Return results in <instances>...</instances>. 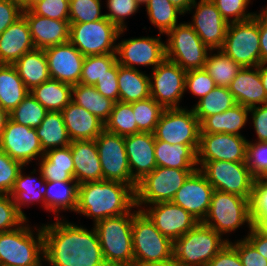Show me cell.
<instances>
[{
    "instance_id": "03108f58",
    "label": "cell",
    "mask_w": 267,
    "mask_h": 266,
    "mask_svg": "<svg viewBox=\"0 0 267 266\" xmlns=\"http://www.w3.org/2000/svg\"><path fill=\"white\" fill-rule=\"evenodd\" d=\"M175 5L179 10L186 14L192 6L194 0H168Z\"/></svg>"
},
{
    "instance_id": "34e18365",
    "label": "cell",
    "mask_w": 267,
    "mask_h": 266,
    "mask_svg": "<svg viewBox=\"0 0 267 266\" xmlns=\"http://www.w3.org/2000/svg\"><path fill=\"white\" fill-rule=\"evenodd\" d=\"M263 179L267 182V175Z\"/></svg>"
},
{
    "instance_id": "89a4df30",
    "label": "cell",
    "mask_w": 267,
    "mask_h": 266,
    "mask_svg": "<svg viewBox=\"0 0 267 266\" xmlns=\"http://www.w3.org/2000/svg\"><path fill=\"white\" fill-rule=\"evenodd\" d=\"M266 65H267V63H261L258 66V69H259V74L261 77L262 85L264 86V89H265V92L267 95V67H266Z\"/></svg>"
},
{
    "instance_id": "d6986e66",
    "label": "cell",
    "mask_w": 267,
    "mask_h": 266,
    "mask_svg": "<svg viewBox=\"0 0 267 266\" xmlns=\"http://www.w3.org/2000/svg\"><path fill=\"white\" fill-rule=\"evenodd\" d=\"M195 8L192 22L188 23L209 50H221L228 22L221 16L211 0H194L189 11Z\"/></svg>"
},
{
    "instance_id": "f1b7e54d",
    "label": "cell",
    "mask_w": 267,
    "mask_h": 266,
    "mask_svg": "<svg viewBox=\"0 0 267 266\" xmlns=\"http://www.w3.org/2000/svg\"><path fill=\"white\" fill-rule=\"evenodd\" d=\"M199 145L176 144L155 139L157 166L174 169H198L197 150Z\"/></svg>"
},
{
    "instance_id": "e0dca14e",
    "label": "cell",
    "mask_w": 267,
    "mask_h": 266,
    "mask_svg": "<svg viewBox=\"0 0 267 266\" xmlns=\"http://www.w3.org/2000/svg\"><path fill=\"white\" fill-rule=\"evenodd\" d=\"M158 37L125 39L116 44V58L119 65L137 69L134 65L151 66L155 69L165 58V42ZM154 66V67H153Z\"/></svg>"
},
{
    "instance_id": "e575fe53",
    "label": "cell",
    "mask_w": 267,
    "mask_h": 266,
    "mask_svg": "<svg viewBox=\"0 0 267 266\" xmlns=\"http://www.w3.org/2000/svg\"><path fill=\"white\" fill-rule=\"evenodd\" d=\"M29 92L13 65L0 64V106L3 109L10 113Z\"/></svg>"
},
{
    "instance_id": "4fadbf2b",
    "label": "cell",
    "mask_w": 267,
    "mask_h": 266,
    "mask_svg": "<svg viewBox=\"0 0 267 266\" xmlns=\"http://www.w3.org/2000/svg\"><path fill=\"white\" fill-rule=\"evenodd\" d=\"M101 162L102 180L128 184L134 191L137 182L132 178L124 144V136L105 129L95 139Z\"/></svg>"
},
{
    "instance_id": "003e7915",
    "label": "cell",
    "mask_w": 267,
    "mask_h": 266,
    "mask_svg": "<svg viewBox=\"0 0 267 266\" xmlns=\"http://www.w3.org/2000/svg\"><path fill=\"white\" fill-rule=\"evenodd\" d=\"M133 266H180L174 258L164 262L133 263Z\"/></svg>"
},
{
    "instance_id": "f546056e",
    "label": "cell",
    "mask_w": 267,
    "mask_h": 266,
    "mask_svg": "<svg viewBox=\"0 0 267 266\" xmlns=\"http://www.w3.org/2000/svg\"><path fill=\"white\" fill-rule=\"evenodd\" d=\"M39 162V171L46 182L76 181L70 146L48 150Z\"/></svg>"
},
{
    "instance_id": "ee69618b",
    "label": "cell",
    "mask_w": 267,
    "mask_h": 266,
    "mask_svg": "<svg viewBox=\"0 0 267 266\" xmlns=\"http://www.w3.org/2000/svg\"><path fill=\"white\" fill-rule=\"evenodd\" d=\"M48 111L30 94L10 113V120L30 128H38Z\"/></svg>"
},
{
    "instance_id": "74e56055",
    "label": "cell",
    "mask_w": 267,
    "mask_h": 266,
    "mask_svg": "<svg viewBox=\"0 0 267 266\" xmlns=\"http://www.w3.org/2000/svg\"><path fill=\"white\" fill-rule=\"evenodd\" d=\"M72 101L97 116L104 123L109 119L115 103L100 94L95 86L81 83L72 86Z\"/></svg>"
},
{
    "instance_id": "753ad0ef",
    "label": "cell",
    "mask_w": 267,
    "mask_h": 266,
    "mask_svg": "<svg viewBox=\"0 0 267 266\" xmlns=\"http://www.w3.org/2000/svg\"><path fill=\"white\" fill-rule=\"evenodd\" d=\"M42 1V0H30V8L35 5L37 2Z\"/></svg>"
},
{
    "instance_id": "7c38bea8",
    "label": "cell",
    "mask_w": 267,
    "mask_h": 266,
    "mask_svg": "<svg viewBox=\"0 0 267 266\" xmlns=\"http://www.w3.org/2000/svg\"><path fill=\"white\" fill-rule=\"evenodd\" d=\"M166 58L178 64L183 70L205 67L210 51L188 23H180L167 34Z\"/></svg>"
},
{
    "instance_id": "7a4b0ae2",
    "label": "cell",
    "mask_w": 267,
    "mask_h": 266,
    "mask_svg": "<svg viewBox=\"0 0 267 266\" xmlns=\"http://www.w3.org/2000/svg\"><path fill=\"white\" fill-rule=\"evenodd\" d=\"M135 208V191L125 183L109 180L78 185L76 213L94 219L123 215Z\"/></svg>"
},
{
    "instance_id": "11a10c76",
    "label": "cell",
    "mask_w": 267,
    "mask_h": 266,
    "mask_svg": "<svg viewBox=\"0 0 267 266\" xmlns=\"http://www.w3.org/2000/svg\"><path fill=\"white\" fill-rule=\"evenodd\" d=\"M23 164L0 149V193L9 194Z\"/></svg>"
},
{
    "instance_id": "2644e50d",
    "label": "cell",
    "mask_w": 267,
    "mask_h": 266,
    "mask_svg": "<svg viewBox=\"0 0 267 266\" xmlns=\"http://www.w3.org/2000/svg\"><path fill=\"white\" fill-rule=\"evenodd\" d=\"M13 4L19 7L22 11L30 9V0H10Z\"/></svg>"
},
{
    "instance_id": "7402d4cb",
    "label": "cell",
    "mask_w": 267,
    "mask_h": 266,
    "mask_svg": "<svg viewBox=\"0 0 267 266\" xmlns=\"http://www.w3.org/2000/svg\"><path fill=\"white\" fill-rule=\"evenodd\" d=\"M52 79L70 85L80 83L85 56L70 42L44 49Z\"/></svg>"
},
{
    "instance_id": "8992f818",
    "label": "cell",
    "mask_w": 267,
    "mask_h": 266,
    "mask_svg": "<svg viewBox=\"0 0 267 266\" xmlns=\"http://www.w3.org/2000/svg\"><path fill=\"white\" fill-rule=\"evenodd\" d=\"M134 263L164 262L173 258V242L165 237L142 211H133Z\"/></svg>"
},
{
    "instance_id": "816d5d0a",
    "label": "cell",
    "mask_w": 267,
    "mask_h": 266,
    "mask_svg": "<svg viewBox=\"0 0 267 266\" xmlns=\"http://www.w3.org/2000/svg\"><path fill=\"white\" fill-rule=\"evenodd\" d=\"M246 164L256 179L267 175V142L247 143Z\"/></svg>"
},
{
    "instance_id": "8fae6325",
    "label": "cell",
    "mask_w": 267,
    "mask_h": 266,
    "mask_svg": "<svg viewBox=\"0 0 267 266\" xmlns=\"http://www.w3.org/2000/svg\"><path fill=\"white\" fill-rule=\"evenodd\" d=\"M221 51L242 68L259 66V14L248 21L229 23Z\"/></svg>"
},
{
    "instance_id": "1f68e13d",
    "label": "cell",
    "mask_w": 267,
    "mask_h": 266,
    "mask_svg": "<svg viewBox=\"0 0 267 266\" xmlns=\"http://www.w3.org/2000/svg\"><path fill=\"white\" fill-rule=\"evenodd\" d=\"M13 66L29 91L49 80V68L43 49H33L21 56Z\"/></svg>"
},
{
    "instance_id": "681fc988",
    "label": "cell",
    "mask_w": 267,
    "mask_h": 266,
    "mask_svg": "<svg viewBox=\"0 0 267 266\" xmlns=\"http://www.w3.org/2000/svg\"><path fill=\"white\" fill-rule=\"evenodd\" d=\"M27 221V217L17 209L12 197L0 193V233L15 230Z\"/></svg>"
},
{
    "instance_id": "6da1fadb",
    "label": "cell",
    "mask_w": 267,
    "mask_h": 266,
    "mask_svg": "<svg viewBox=\"0 0 267 266\" xmlns=\"http://www.w3.org/2000/svg\"><path fill=\"white\" fill-rule=\"evenodd\" d=\"M43 224L44 260L51 266H107L95 227L90 231L60 220ZM63 220V221H62Z\"/></svg>"
},
{
    "instance_id": "f6af8a7d",
    "label": "cell",
    "mask_w": 267,
    "mask_h": 266,
    "mask_svg": "<svg viewBox=\"0 0 267 266\" xmlns=\"http://www.w3.org/2000/svg\"><path fill=\"white\" fill-rule=\"evenodd\" d=\"M132 111L140 132L154 133L164 108L152 97L132 102Z\"/></svg>"
},
{
    "instance_id": "ac0fdd59",
    "label": "cell",
    "mask_w": 267,
    "mask_h": 266,
    "mask_svg": "<svg viewBox=\"0 0 267 266\" xmlns=\"http://www.w3.org/2000/svg\"><path fill=\"white\" fill-rule=\"evenodd\" d=\"M0 149L24 166L37 157L40 160L45 153L35 128L17 124L10 119L3 130Z\"/></svg>"
},
{
    "instance_id": "484cf974",
    "label": "cell",
    "mask_w": 267,
    "mask_h": 266,
    "mask_svg": "<svg viewBox=\"0 0 267 266\" xmlns=\"http://www.w3.org/2000/svg\"><path fill=\"white\" fill-rule=\"evenodd\" d=\"M228 88L236 104L247 108L255 107L257 104L258 106L267 104V95L258 66L241 68Z\"/></svg>"
},
{
    "instance_id": "94428289",
    "label": "cell",
    "mask_w": 267,
    "mask_h": 266,
    "mask_svg": "<svg viewBox=\"0 0 267 266\" xmlns=\"http://www.w3.org/2000/svg\"><path fill=\"white\" fill-rule=\"evenodd\" d=\"M22 15L23 11L10 0H0V35Z\"/></svg>"
},
{
    "instance_id": "603a6c76",
    "label": "cell",
    "mask_w": 267,
    "mask_h": 266,
    "mask_svg": "<svg viewBox=\"0 0 267 266\" xmlns=\"http://www.w3.org/2000/svg\"><path fill=\"white\" fill-rule=\"evenodd\" d=\"M124 144L132 178L138 183L157 167L154 133L124 136Z\"/></svg>"
},
{
    "instance_id": "e7e4bbea",
    "label": "cell",
    "mask_w": 267,
    "mask_h": 266,
    "mask_svg": "<svg viewBox=\"0 0 267 266\" xmlns=\"http://www.w3.org/2000/svg\"><path fill=\"white\" fill-rule=\"evenodd\" d=\"M260 64L267 63V6L259 13Z\"/></svg>"
},
{
    "instance_id": "2e32d148",
    "label": "cell",
    "mask_w": 267,
    "mask_h": 266,
    "mask_svg": "<svg viewBox=\"0 0 267 266\" xmlns=\"http://www.w3.org/2000/svg\"><path fill=\"white\" fill-rule=\"evenodd\" d=\"M247 143L242 135L200 133L197 162H246Z\"/></svg>"
},
{
    "instance_id": "9f6ffc18",
    "label": "cell",
    "mask_w": 267,
    "mask_h": 266,
    "mask_svg": "<svg viewBox=\"0 0 267 266\" xmlns=\"http://www.w3.org/2000/svg\"><path fill=\"white\" fill-rule=\"evenodd\" d=\"M69 0H42L30 10L39 16L55 20H69Z\"/></svg>"
},
{
    "instance_id": "277c9868",
    "label": "cell",
    "mask_w": 267,
    "mask_h": 266,
    "mask_svg": "<svg viewBox=\"0 0 267 266\" xmlns=\"http://www.w3.org/2000/svg\"><path fill=\"white\" fill-rule=\"evenodd\" d=\"M214 229L199 222L173 242V258L180 266H207L229 242Z\"/></svg>"
},
{
    "instance_id": "91938a15",
    "label": "cell",
    "mask_w": 267,
    "mask_h": 266,
    "mask_svg": "<svg viewBox=\"0 0 267 266\" xmlns=\"http://www.w3.org/2000/svg\"><path fill=\"white\" fill-rule=\"evenodd\" d=\"M207 266H243L237 250L228 242Z\"/></svg>"
},
{
    "instance_id": "4dcf8cb0",
    "label": "cell",
    "mask_w": 267,
    "mask_h": 266,
    "mask_svg": "<svg viewBox=\"0 0 267 266\" xmlns=\"http://www.w3.org/2000/svg\"><path fill=\"white\" fill-rule=\"evenodd\" d=\"M249 111L250 108L236 104L220 114L208 116L200 123V133L241 135L240 130L247 123Z\"/></svg>"
},
{
    "instance_id": "680465c9",
    "label": "cell",
    "mask_w": 267,
    "mask_h": 266,
    "mask_svg": "<svg viewBox=\"0 0 267 266\" xmlns=\"http://www.w3.org/2000/svg\"><path fill=\"white\" fill-rule=\"evenodd\" d=\"M94 86L104 97L114 102L119 101L118 62Z\"/></svg>"
},
{
    "instance_id": "d4e9b609",
    "label": "cell",
    "mask_w": 267,
    "mask_h": 266,
    "mask_svg": "<svg viewBox=\"0 0 267 266\" xmlns=\"http://www.w3.org/2000/svg\"><path fill=\"white\" fill-rule=\"evenodd\" d=\"M35 49L25 16L14 21L0 35V64L13 65L25 53Z\"/></svg>"
},
{
    "instance_id": "f907efd6",
    "label": "cell",
    "mask_w": 267,
    "mask_h": 266,
    "mask_svg": "<svg viewBox=\"0 0 267 266\" xmlns=\"http://www.w3.org/2000/svg\"><path fill=\"white\" fill-rule=\"evenodd\" d=\"M221 16L228 23L244 22L255 17L256 13H246L250 0H211ZM232 18V19H231Z\"/></svg>"
},
{
    "instance_id": "7dc6e473",
    "label": "cell",
    "mask_w": 267,
    "mask_h": 266,
    "mask_svg": "<svg viewBox=\"0 0 267 266\" xmlns=\"http://www.w3.org/2000/svg\"><path fill=\"white\" fill-rule=\"evenodd\" d=\"M250 206L253 226L267 232V182L264 179L255 180Z\"/></svg>"
},
{
    "instance_id": "6f0895ef",
    "label": "cell",
    "mask_w": 267,
    "mask_h": 266,
    "mask_svg": "<svg viewBox=\"0 0 267 266\" xmlns=\"http://www.w3.org/2000/svg\"><path fill=\"white\" fill-rule=\"evenodd\" d=\"M229 243L237 250L243 266H267V259L246 238Z\"/></svg>"
},
{
    "instance_id": "5bb4252c",
    "label": "cell",
    "mask_w": 267,
    "mask_h": 266,
    "mask_svg": "<svg viewBox=\"0 0 267 266\" xmlns=\"http://www.w3.org/2000/svg\"><path fill=\"white\" fill-rule=\"evenodd\" d=\"M200 131V122L193 108H171L164 109L161 114L154 137L171 145H199Z\"/></svg>"
},
{
    "instance_id": "f35d334b",
    "label": "cell",
    "mask_w": 267,
    "mask_h": 266,
    "mask_svg": "<svg viewBox=\"0 0 267 266\" xmlns=\"http://www.w3.org/2000/svg\"><path fill=\"white\" fill-rule=\"evenodd\" d=\"M40 179L37 180L35 177H31L30 175L25 176L22 173V169L20 170L17 179L15 180L14 186L9 193L12 197L14 204L16 205L17 209L26 217L24 212L21 210L22 206L26 204L29 205L30 203L35 202H42L45 207V193H46V181L42 177L40 172ZM41 180V182H40ZM39 182V183H38ZM39 184L45 185L43 189L42 187L39 188Z\"/></svg>"
},
{
    "instance_id": "db71d44e",
    "label": "cell",
    "mask_w": 267,
    "mask_h": 266,
    "mask_svg": "<svg viewBox=\"0 0 267 266\" xmlns=\"http://www.w3.org/2000/svg\"><path fill=\"white\" fill-rule=\"evenodd\" d=\"M139 7L135 0H107L109 13H106L105 17L120 30H126L125 18L136 13Z\"/></svg>"
},
{
    "instance_id": "a7ac6f4b",
    "label": "cell",
    "mask_w": 267,
    "mask_h": 266,
    "mask_svg": "<svg viewBox=\"0 0 267 266\" xmlns=\"http://www.w3.org/2000/svg\"><path fill=\"white\" fill-rule=\"evenodd\" d=\"M10 119L9 112L0 106V140L2 137L3 130Z\"/></svg>"
},
{
    "instance_id": "44dd1931",
    "label": "cell",
    "mask_w": 267,
    "mask_h": 266,
    "mask_svg": "<svg viewBox=\"0 0 267 266\" xmlns=\"http://www.w3.org/2000/svg\"><path fill=\"white\" fill-rule=\"evenodd\" d=\"M214 189L197 169L176 192L172 202L181 206L199 222H203L209 211Z\"/></svg>"
},
{
    "instance_id": "b9f144b4",
    "label": "cell",
    "mask_w": 267,
    "mask_h": 266,
    "mask_svg": "<svg viewBox=\"0 0 267 266\" xmlns=\"http://www.w3.org/2000/svg\"><path fill=\"white\" fill-rule=\"evenodd\" d=\"M150 22L160 34H167L177 24L178 15L184 13L168 0H149L145 5Z\"/></svg>"
},
{
    "instance_id": "30bf717a",
    "label": "cell",
    "mask_w": 267,
    "mask_h": 266,
    "mask_svg": "<svg viewBox=\"0 0 267 266\" xmlns=\"http://www.w3.org/2000/svg\"><path fill=\"white\" fill-rule=\"evenodd\" d=\"M124 33L106 17L91 23H70L69 42L84 56L116 54V40Z\"/></svg>"
},
{
    "instance_id": "9a60e30c",
    "label": "cell",
    "mask_w": 267,
    "mask_h": 266,
    "mask_svg": "<svg viewBox=\"0 0 267 266\" xmlns=\"http://www.w3.org/2000/svg\"><path fill=\"white\" fill-rule=\"evenodd\" d=\"M186 73L178 64L165 58L149 76L150 97L164 109L180 108Z\"/></svg>"
},
{
    "instance_id": "8c879c8a",
    "label": "cell",
    "mask_w": 267,
    "mask_h": 266,
    "mask_svg": "<svg viewBox=\"0 0 267 266\" xmlns=\"http://www.w3.org/2000/svg\"><path fill=\"white\" fill-rule=\"evenodd\" d=\"M139 5L147 4L149 0H135Z\"/></svg>"
},
{
    "instance_id": "cb8c5ba5",
    "label": "cell",
    "mask_w": 267,
    "mask_h": 266,
    "mask_svg": "<svg viewBox=\"0 0 267 266\" xmlns=\"http://www.w3.org/2000/svg\"><path fill=\"white\" fill-rule=\"evenodd\" d=\"M35 48L46 49L69 42V20H55L34 14L30 9L23 11Z\"/></svg>"
},
{
    "instance_id": "c3c4849f",
    "label": "cell",
    "mask_w": 267,
    "mask_h": 266,
    "mask_svg": "<svg viewBox=\"0 0 267 266\" xmlns=\"http://www.w3.org/2000/svg\"><path fill=\"white\" fill-rule=\"evenodd\" d=\"M69 22L91 23L105 18L100 0H69Z\"/></svg>"
},
{
    "instance_id": "83f0119b",
    "label": "cell",
    "mask_w": 267,
    "mask_h": 266,
    "mask_svg": "<svg viewBox=\"0 0 267 266\" xmlns=\"http://www.w3.org/2000/svg\"><path fill=\"white\" fill-rule=\"evenodd\" d=\"M74 162V179L78 184L102 180L101 162L95 140L70 143Z\"/></svg>"
},
{
    "instance_id": "ba28073f",
    "label": "cell",
    "mask_w": 267,
    "mask_h": 266,
    "mask_svg": "<svg viewBox=\"0 0 267 266\" xmlns=\"http://www.w3.org/2000/svg\"><path fill=\"white\" fill-rule=\"evenodd\" d=\"M197 169H174L157 166L137 184L135 190V207L143 204L172 201L176 192L187 178Z\"/></svg>"
},
{
    "instance_id": "52a82bcc",
    "label": "cell",
    "mask_w": 267,
    "mask_h": 266,
    "mask_svg": "<svg viewBox=\"0 0 267 266\" xmlns=\"http://www.w3.org/2000/svg\"><path fill=\"white\" fill-rule=\"evenodd\" d=\"M217 233H230L247 223L253 226L250 200L242 196L214 190L209 211L202 222Z\"/></svg>"
},
{
    "instance_id": "7bdbcfd3",
    "label": "cell",
    "mask_w": 267,
    "mask_h": 266,
    "mask_svg": "<svg viewBox=\"0 0 267 266\" xmlns=\"http://www.w3.org/2000/svg\"><path fill=\"white\" fill-rule=\"evenodd\" d=\"M132 111V103L117 101L114 103L109 119L105 122V130L120 136L139 133Z\"/></svg>"
},
{
    "instance_id": "d590c367",
    "label": "cell",
    "mask_w": 267,
    "mask_h": 266,
    "mask_svg": "<svg viewBox=\"0 0 267 266\" xmlns=\"http://www.w3.org/2000/svg\"><path fill=\"white\" fill-rule=\"evenodd\" d=\"M36 132L44 152L67 147L72 142L61 112H48Z\"/></svg>"
},
{
    "instance_id": "bcb514c9",
    "label": "cell",
    "mask_w": 267,
    "mask_h": 266,
    "mask_svg": "<svg viewBox=\"0 0 267 266\" xmlns=\"http://www.w3.org/2000/svg\"><path fill=\"white\" fill-rule=\"evenodd\" d=\"M116 63V54L85 56L80 83L94 86Z\"/></svg>"
},
{
    "instance_id": "5b68a950",
    "label": "cell",
    "mask_w": 267,
    "mask_h": 266,
    "mask_svg": "<svg viewBox=\"0 0 267 266\" xmlns=\"http://www.w3.org/2000/svg\"><path fill=\"white\" fill-rule=\"evenodd\" d=\"M0 233V266H42L44 259V237L42 226L37 236L27 224ZM41 255V256H40Z\"/></svg>"
},
{
    "instance_id": "d6a6232c",
    "label": "cell",
    "mask_w": 267,
    "mask_h": 266,
    "mask_svg": "<svg viewBox=\"0 0 267 266\" xmlns=\"http://www.w3.org/2000/svg\"><path fill=\"white\" fill-rule=\"evenodd\" d=\"M149 76L138 69L118 63L119 101L132 103L150 97Z\"/></svg>"
},
{
    "instance_id": "be15d7a7",
    "label": "cell",
    "mask_w": 267,
    "mask_h": 266,
    "mask_svg": "<svg viewBox=\"0 0 267 266\" xmlns=\"http://www.w3.org/2000/svg\"><path fill=\"white\" fill-rule=\"evenodd\" d=\"M249 233L246 238L260 253L267 259V232L260 227L252 226L249 228Z\"/></svg>"
},
{
    "instance_id": "3957f363",
    "label": "cell",
    "mask_w": 267,
    "mask_h": 266,
    "mask_svg": "<svg viewBox=\"0 0 267 266\" xmlns=\"http://www.w3.org/2000/svg\"><path fill=\"white\" fill-rule=\"evenodd\" d=\"M132 209L123 215L108 217L94 224L107 266H133Z\"/></svg>"
},
{
    "instance_id": "f5cc1de1",
    "label": "cell",
    "mask_w": 267,
    "mask_h": 266,
    "mask_svg": "<svg viewBox=\"0 0 267 266\" xmlns=\"http://www.w3.org/2000/svg\"><path fill=\"white\" fill-rule=\"evenodd\" d=\"M215 87L216 84L214 80L204 68L187 71L185 77V91L188 90L201 99Z\"/></svg>"
},
{
    "instance_id": "6125c7cd",
    "label": "cell",
    "mask_w": 267,
    "mask_h": 266,
    "mask_svg": "<svg viewBox=\"0 0 267 266\" xmlns=\"http://www.w3.org/2000/svg\"><path fill=\"white\" fill-rule=\"evenodd\" d=\"M253 126L259 142H267V104L250 108Z\"/></svg>"
},
{
    "instance_id": "836d02e7",
    "label": "cell",
    "mask_w": 267,
    "mask_h": 266,
    "mask_svg": "<svg viewBox=\"0 0 267 266\" xmlns=\"http://www.w3.org/2000/svg\"><path fill=\"white\" fill-rule=\"evenodd\" d=\"M30 94L48 111L61 112L72 101V85L50 78Z\"/></svg>"
},
{
    "instance_id": "60d3db41",
    "label": "cell",
    "mask_w": 267,
    "mask_h": 266,
    "mask_svg": "<svg viewBox=\"0 0 267 266\" xmlns=\"http://www.w3.org/2000/svg\"><path fill=\"white\" fill-rule=\"evenodd\" d=\"M211 53L210 50L204 69L214 80L216 86L228 88L242 67L221 50H217V54Z\"/></svg>"
},
{
    "instance_id": "ffe728a7",
    "label": "cell",
    "mask_w": 267,
    "mask_h": 266,
    "mask_svg": "<svg viewBox=\"0 0 267 266\" xmlns=\"http://www.w3.org/2000/svg\"><path fill=\"white\" fill-rule=\"evenodd\" d=\"M151 205L142 211L155 227L172 242L192 230L199 223L191 214L172 201Z\"/></svg>"
},
{
    "instance_id": "9c48e42d",
    "label": "cell",
    "mask_w": 267,
    "mask_h": 266,
    "mask_svg": "<svg viewBox=\"0 0 267 266\" xmlns=\"http://www.w3.org/2000/svg\"><path fill=\"white\" fill-rule=\"evenodd\" d=\"M198 170L214 190L242 196L251 201L256 178L246 162L210 161L197 162Z\"/></svg>"
},
{
    "instance_id": "8d00e7d4",
    "label": "cell",
    "mask_w": 267,
    "mask_h": 266,
    "mask_svg": "<svg viewBox=\"0 0 267 266\" xmlns=\"http://www.w3.org/2000/svg\"><path fill=\"white\" fill-rule=\"evenodd\" d=\"M78 185L77 181L46 182L45 209L55 214L61 210L76 212Z\"/></svg>"
},
{
    "instance_id": "4316f807",
    "label": "cell",
    "mask_w": 267,
    "mask_h": 266,
    "mask_svg": "<svg viewBox=\"0 0 267 266\" xmlns=\"http://www.w3.org/2000/svg\"><path fill=\"white\" fill-rule=\"evenodd\" d=\"M61 113L72 141L95 140L105 129L104 122L73 101Z\"/></svg>"
},
{
    "instance_id": "ab89813d",
    "label": "cell",
    "mask_w": 267,
    "mask_h": 266,
    "mask_svg": "<svg viewBox=\"0 0 267 266\" xmlns=\"http://www.w3.org/2000/svg\"><path fill=\"white\" fill-rule=\"evenodd\" d=\"M234 105H236V101L229 88L216 86L207 95L199 99L193 110L201 123L206 117L220 114Z\"/></svg>"
}]
</instances>
